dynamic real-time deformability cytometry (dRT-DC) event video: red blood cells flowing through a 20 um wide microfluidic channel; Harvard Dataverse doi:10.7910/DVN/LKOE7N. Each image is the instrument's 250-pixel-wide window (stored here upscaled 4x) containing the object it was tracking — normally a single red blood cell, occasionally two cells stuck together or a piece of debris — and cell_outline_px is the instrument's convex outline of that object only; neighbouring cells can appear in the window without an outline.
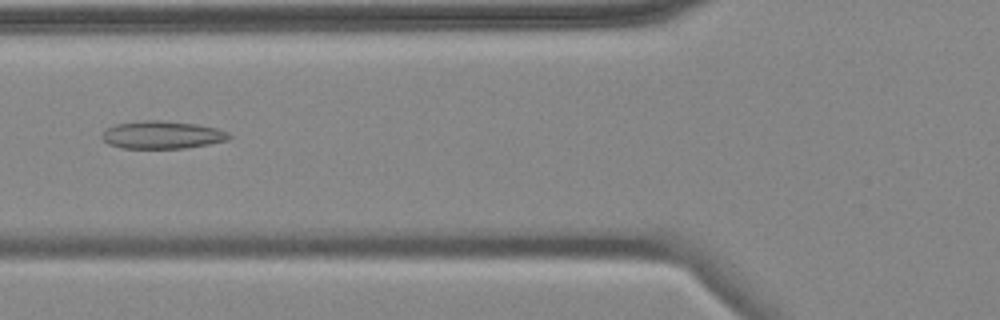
{"species": "common noctule bat (a hibernating species)", "species_latin": "Nyctalus noctula", "temperature_condition": "cold", "stored_images_in_passage": 9, "camera_frame_rate_fps": 3000, "um_per_image_px": 0.085, "animal": {"sex": "female", "body_mass_g": 18.4}, "frame": {"image": 1, "passage_image": 6, "time_ms": 6.0, "image_size_px": [1000, 320], "cell_outline_px": [[232, 136], [228, 140], [208, 144], [184, 148], [120, 148], [108, 144], [100, 136], [104, 128], [116, 124], [144, 120], [160, 120], [196, 124], [216, 128], [228, 132]], "centroid_in_image_um": [13.74, 11.46], "position_along_channel_um": 112.1, "area_um2": 20.63}}
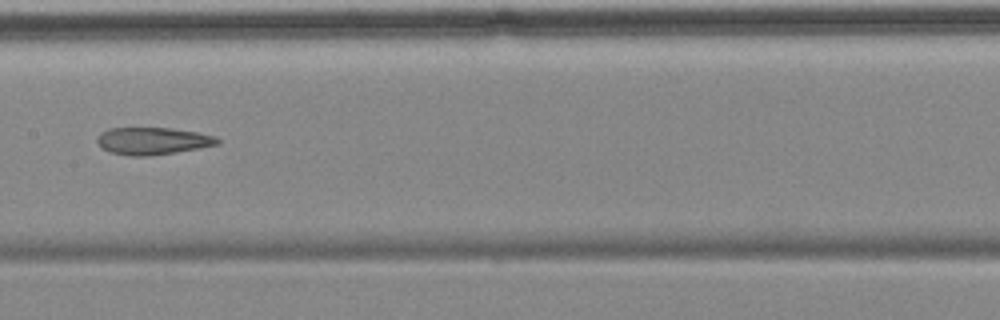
{"frame": {"image": 2, "passage_image": 8, "time_ms": 8.333, "image_size_px": [1000, 320], "cell_outline_px": [[220, 144], [200, 148], [176, 152], [148, 156], [132, 156], [112, 152], [104, 148], [96, 140], [100, 132], [108, 128], [172, 128], [196, 132], [216, 136], [220, 140]], "centroid_in_image_um": [13.02, 11.97], "position_along_channel_um": 194.4, "area_um2": 19.02}}
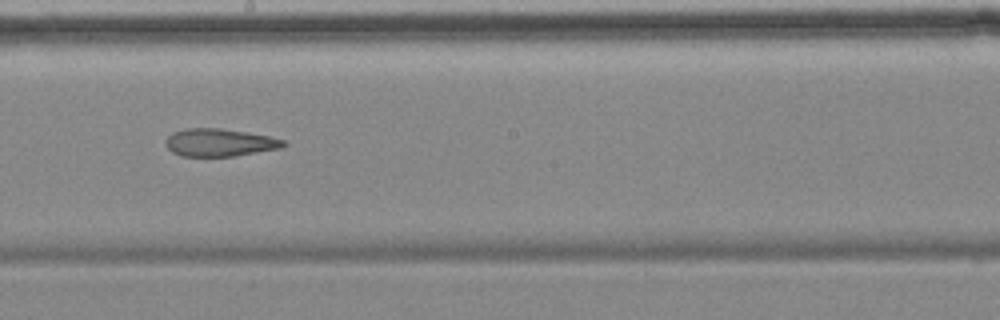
{"frame": {"image": 3, "passage_image": 9, "time_ms": 9.333, "image_size_px": [1000, 320], "cell_outline_px": [[288, 144], [280, 148], [232, 156], [180, 156], [172, 152], [168, 148], [164, 140], [172, 132], [188, 128], [220, 128], [268, 136], [284, 140]], "centroid_in_image_um": [18.62, 12.11], "position_along_channel_um": 229.6, "area_um2": 18.84}}